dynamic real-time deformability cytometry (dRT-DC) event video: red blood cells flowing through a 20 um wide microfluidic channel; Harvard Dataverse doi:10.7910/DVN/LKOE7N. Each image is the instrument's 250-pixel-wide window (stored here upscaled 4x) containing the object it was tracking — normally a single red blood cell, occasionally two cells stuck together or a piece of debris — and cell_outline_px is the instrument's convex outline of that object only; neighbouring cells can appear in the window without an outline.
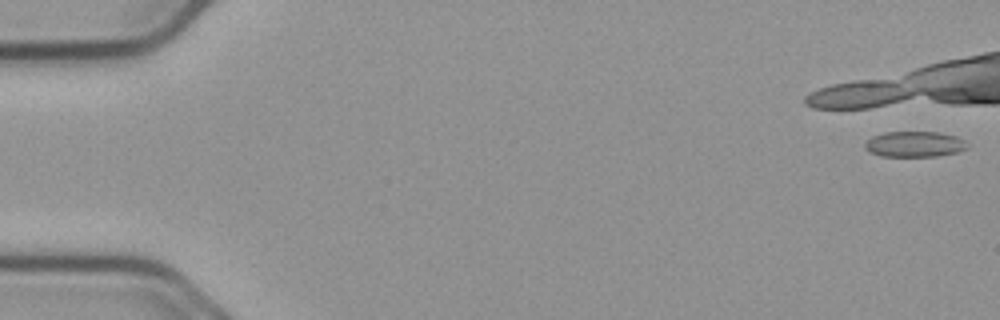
{"species": "common noctule bat (a hibernating species)", "species_latin": "Nyctalus noctula", "temperature_condition": "cold", "stored_images_in_passage": 12, "camera_frame_rate_fps": 3000, "um_per_image_px": 0.085, "animal": {"sex": "male", "body_mass_g": 23.1, "forearm_length_mm": 52.7}, "frame": {"image": 1, "passage_image": 1, "time_ms": 0.0, "image_size_px": [1000, 320], "cell_outline_px": [[968, 148], [956, 152], [936, 156], [880, 156], [868, 152], [864, 148], [864, 144], [872, 136], [884, 132], [940, 132], [956, 136], [964, 140]], "centroid_in_image_um": [77.7, 12.25], "position_along_channel_um": 7.3, "area_um2": 15.32}}